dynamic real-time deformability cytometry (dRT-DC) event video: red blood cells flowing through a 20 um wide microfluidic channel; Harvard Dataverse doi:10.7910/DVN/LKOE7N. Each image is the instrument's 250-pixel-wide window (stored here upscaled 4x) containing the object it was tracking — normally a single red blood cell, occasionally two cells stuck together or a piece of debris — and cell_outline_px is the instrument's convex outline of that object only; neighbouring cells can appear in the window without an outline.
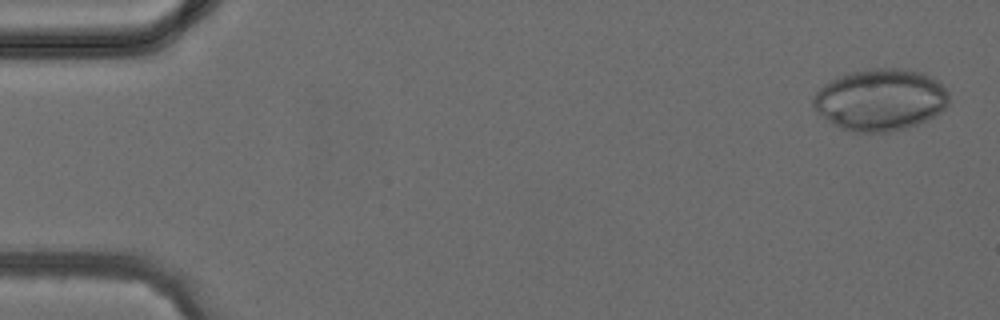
{"species": "common noctule bat (a hibernating species)", "species_latin": "Nyctalus noctula", "temperature_condition": "cold", "stored_images_in_passage": 4, "camera_frame_rate_fps": 3000, "um_per_image_px": 0.085, "animal": {"sex": "female", "body_mass_g": 24.6, "forearm_length_mm": 56.2}, "frame": {"image": 1, "passage_image": 1, "time_ms": 0.0, "image_size_px": [1000, 320], "cell_outline_px": [[948, 104], [940, 112], [916, 124], [904, 128], [888, 132], [856, 132], [840, 128], [816, 112], [812, 104], [812, 100], [816, 92], [828, 80], [836, 76], [848, 72], [872, 68], [900, 68], [920, 72], [936, 80], [948, 92]], "centroid_in_image_um": [74.78, 8.46], "position_along_channel_um": 10.2, "area_um2": 48.73}}